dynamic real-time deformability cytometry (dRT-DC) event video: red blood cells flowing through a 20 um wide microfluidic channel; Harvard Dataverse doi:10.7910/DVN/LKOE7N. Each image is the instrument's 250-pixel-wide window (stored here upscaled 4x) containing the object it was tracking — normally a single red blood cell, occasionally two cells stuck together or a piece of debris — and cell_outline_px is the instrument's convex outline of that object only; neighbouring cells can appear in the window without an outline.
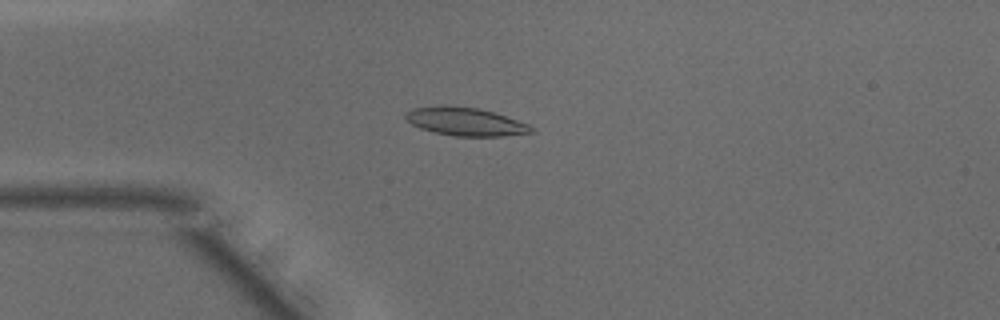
{"species": "common noctule bat (a hibernating species)", "species_latin": "Nyctalus noctula", "temperature_condition": "warm", "stored_images_in_passage": 48, "camera_frame_rate_fps": 3000, "um_per_image_px": 0.085, "animal": {"sex": "male", "body_mass_g": 15.6}, "frame": {"image": 1, "passage_image": 12, "time_ms": 3.667, "image_size_px": [1000, 320], "cell_outline_px": [[536, 132], [504, 136], [456, 136], [436, 132], [420, 128], [412, 124], [404, 116], [412, 108], [444, 104], [480, 108], [528, 124], [536, 128]], "centroid_in_image_um": [39.58, 10.33], "position_along_channel_um": 45.4, "area_um2": 20.69}}
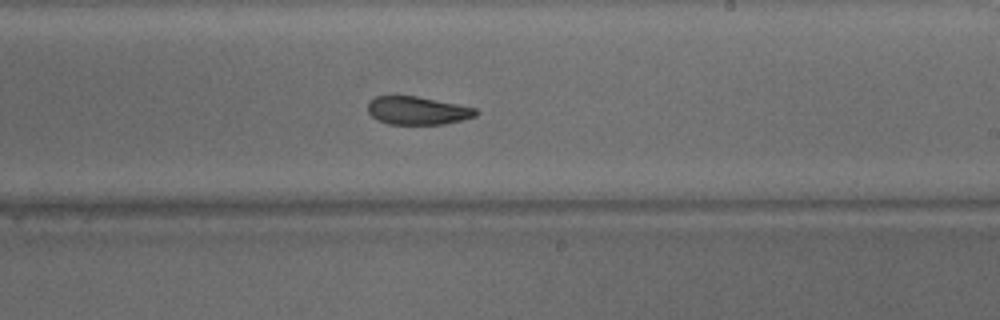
{"frame": {"image": 2, "passage_image": 28, "time_ms": 9.0, "image_size_px": [1000, 320], "cell_outline_px": [[480, 112], [476, 116], [444, 124], [388, 124], [376, 120], [368, 112], [368, 100], [376, 96], [416, 96], [476, 108]], "centroid_in_image_um": [35.46, 9.4], "position_along_channel_um": 253.5, "area_um2": 17.69}}
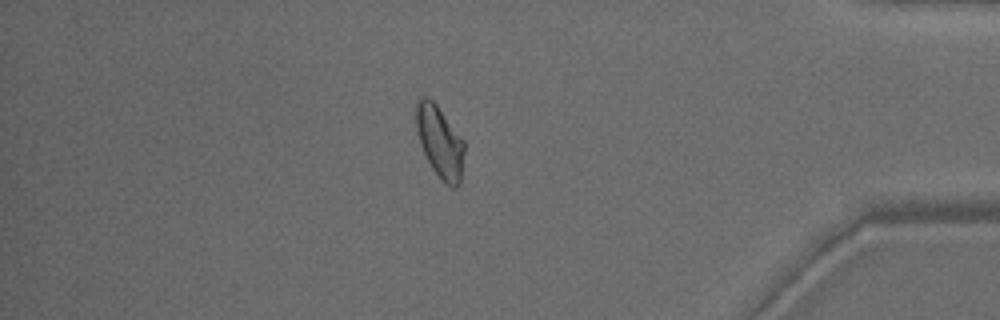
{"frame": {"image": 3, "passage_image": 41, "time_ms": 13.333, "image_size_px": [1000, 320], "cell_outline_px": [[464, 152], [460, 184], [456, 188], [452, 188], [444, 184], [440, 180], [432, 168], [420, 144], [416, 128], [416, 96], [428, 96], [436, 104], [464, 140]], "centroid_in_image_um": [37.38, 12.05], "position_along_channel_um": 397.8, "area_um2": 20.4}, "authors_computed_cell_mechanics": {"area_um2": 19.9121, "velocity_mm_per_s": 4.1775, "shape_relaxation_time_tau1_ms": null, "shape_relaxation_time_tau2_ms": 2.6576, "deformation_change_tau1": null, "deformation_change_tau2": 0.0903}}